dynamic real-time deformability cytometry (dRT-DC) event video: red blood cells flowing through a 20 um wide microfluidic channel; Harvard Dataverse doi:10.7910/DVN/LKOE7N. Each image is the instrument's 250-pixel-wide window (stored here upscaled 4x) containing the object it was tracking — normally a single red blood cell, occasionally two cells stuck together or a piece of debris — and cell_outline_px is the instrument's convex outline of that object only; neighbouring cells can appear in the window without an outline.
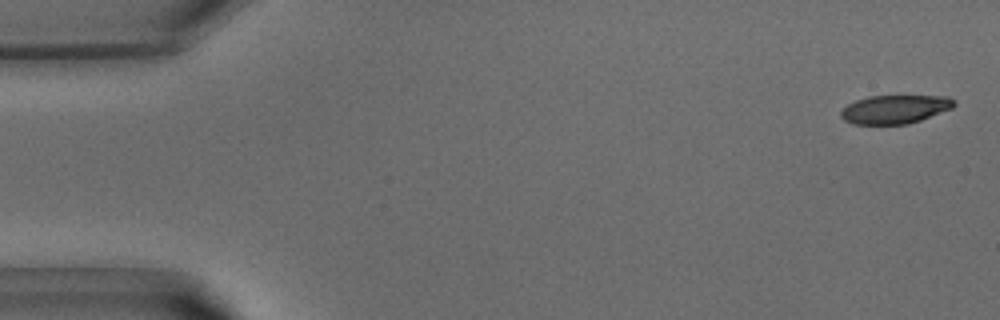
{"species": "common noctule bat (a hibernating species)", "species_latin": "Nyctalus noctula", "temperature_condition": "warm", "stored_images_in_passage": 39, "camera_frame_rate_fps": 3000, "um_per_image_px": 0.085, "animal": {"sex": "male", "body_mass_g": 15.6}, "frame": {"image": 1, "passage_image": 1, "time_ms": 0.0, "image_size_px": [1000, 320], "cell_outline_px": [[956, 104], [952, 108], [920, 120], [908, 124], [852, 124], [844, 120], [840, 116], [840, 112], [848, 104], [856, 100], [868, 96], [948, 96], [956, 100]], "centroid_in_image_um": [76.07, 9.28], "position_along_channel_um": 8.9, "area_um2": 18.84}}
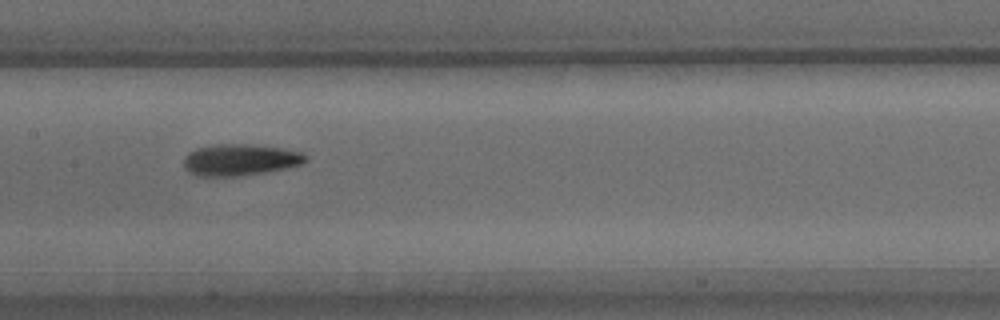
{"frame": {"image": 2, "passage_image": 19, "time_ms": 6.0, "image_size_px": [1000, 320], "cell_outline_px": [[308, 160], [300, 164], [284, 168], [264, 172], [240, 176], [196, 176], [188, 172], [184, 168], [184, 156], [188, 152], [196, 148], [220, 144], [248, 144], [284, 148], [300, 152], [308, 156]], "centroid_in_image_um": [20.37, 13.58], "position_along_channel_um": 187.0, "area_um2": 22.43}}
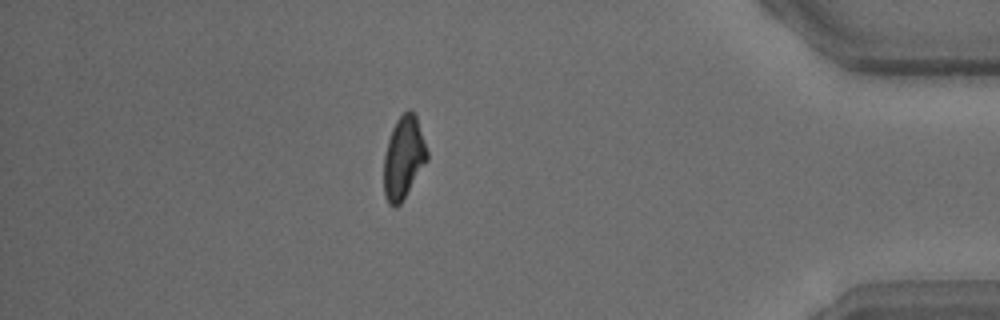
{"frame": {"image": 3, "passage_image": 34, "time_ms": 11.0, "image_size_px": [1000, 320], "cell_outline_px": [[428, 160], [400, 204], [396, 208], [388, 204], [384, 196], [384, 156], [388, 140], [392, 128], [396, 120], [408, 108], [412, 108], [416, 116], [428, 152]], "centroid_in_image_um": [34.3, 13.4], "position_along_channel_um": 400.9, "area_um2": 20.87}}